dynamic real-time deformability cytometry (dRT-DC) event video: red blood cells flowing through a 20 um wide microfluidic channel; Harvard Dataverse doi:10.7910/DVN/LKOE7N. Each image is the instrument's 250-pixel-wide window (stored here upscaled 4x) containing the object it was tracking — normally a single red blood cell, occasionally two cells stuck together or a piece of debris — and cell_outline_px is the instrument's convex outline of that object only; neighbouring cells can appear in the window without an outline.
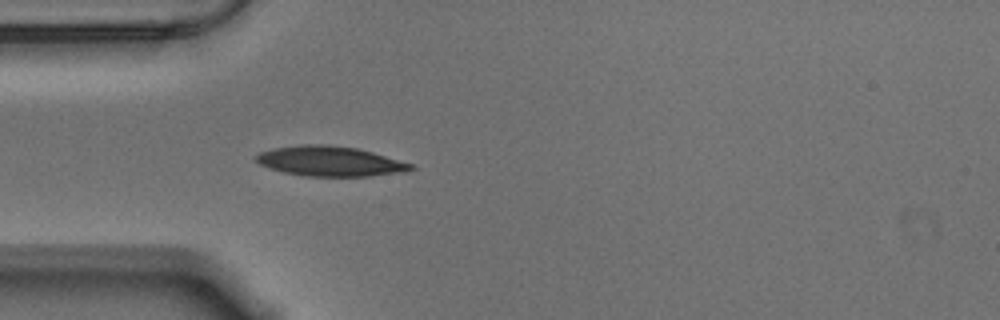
{"species": "Egyptian fruit bat (a non-hibernating species)", "species_latin": "Rousettus aegyptiacus", "temperature_condition": "warm", "stored_images_in_passage": 25, "camera_frame_rate_fps": 3000, "um_per_image_px": 0.085, "animal": {"sex": "male"}, "frame": {"image": 1, "passage_image": 1, "time_ms": 0.0, "image_size_px": [1000, 320], "cell_outline_px": [[416, 168], [404, 172], [368, 176], [304, 176], [284, 172], [260, 164], [256, 160], [256, 156], [260, 152], [276, 148], [300, 144], [324, 144], [356, 148], [372, 152], [412, 164]], "centroid_in_image_um": [28.07, 13.7], "position_along_channel_um": 56.9, "area_um2": 26.7}}
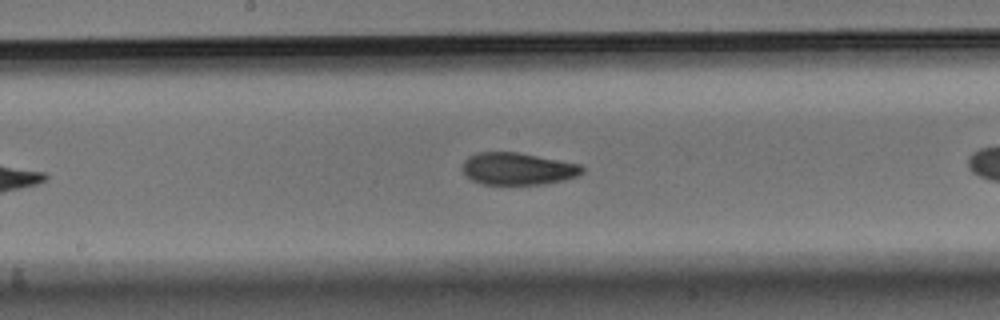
{"frame": {"image": 2, "passage_image": 10, "time_ms": 3.0, "image_size_px": [1000, 320], "cell_outline_px": [[584, 172], [576, 176], [564, 180], [544, 184], [480, 184], [464, 176], [464, 160], [468, 156], [476, 152], [516, 152], [580, 164], [584, 168]], "centroid_in_image_um": [43.99, 14.35], "position_along_channel_um": 204.2, "area_um2": 22.43}}
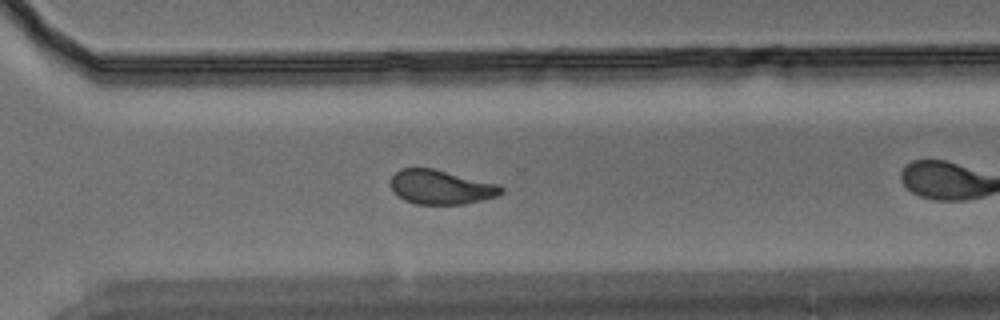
{"frame": {"image": 3, "passage_image": 21, "time_ms": 6.667, "image_size_px": [1000, 320], "cell_outline_px": [[504, 192], [496, 196], [484, 200], [464, 204], [416, 204], [404, 200], [396, 196], [392, 192], [392, 176], [400, 168], [432, 168], [500, 184], [504, 188]], "centroid_in_image_um": [37.5, 15.91], "position_along_channel_um": 333.1, "area_um2": 22.25}}